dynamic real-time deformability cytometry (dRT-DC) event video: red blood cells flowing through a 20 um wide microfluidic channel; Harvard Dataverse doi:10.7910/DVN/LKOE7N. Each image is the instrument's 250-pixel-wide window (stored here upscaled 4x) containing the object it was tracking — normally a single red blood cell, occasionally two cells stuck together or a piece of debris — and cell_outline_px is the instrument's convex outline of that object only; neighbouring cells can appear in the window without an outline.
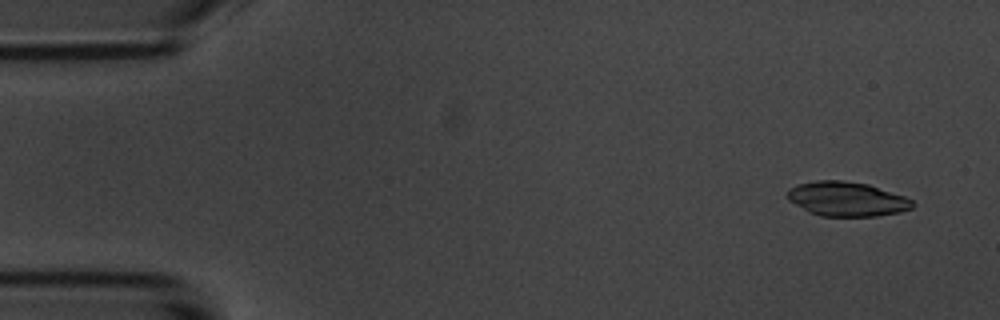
{"species": "common noctule bat (a hibernating species)", "species_latin": "Nyctalus noctula", "temperature_condition": "room temperature", "stored_images_in_passage": 51, "camera_frame_rate_fps": 3000, "um_per_image_px": 0.085, "animal": {"sex": "male", "body_mass_g": 20.1, "forearm_length_mm": 53.5}, "frame": {"image": 1, "passage_image": 1, "time_ms": 0.0, "image_size_px": [1000, 320], "cell_outline_px": [[916, 204], [912, 208], [900, 212], [876, 216], [820, 216], [808, 212], [788, 200], [788, 188], [796, 184], [816, 180], [844, 180], [868, 184], [904, 196], [912, 200]], "centroid_in_image_um": [71.96, 16.91], "position_along_channel_um": 13.0, "area_um2": 25.26}}
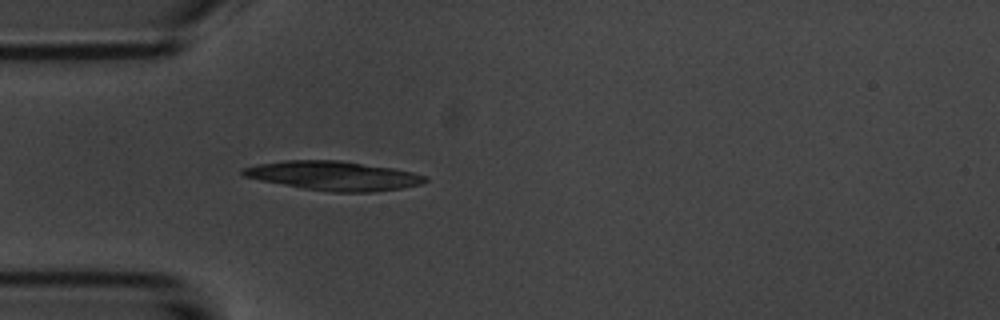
{"frame": {"image": 2, "passage_image": 13, "time_ms": 4.0, "image_size_px": [1000, 320], "cell_outline_px": [[428, 180], [420, 184], [400, 188], [372, 192], [332, 192], [304, 188], [244, 176], [240, 172], [240, 168], [260, 164], [284, 160], [340, 160], [392, 168], [412, 172], [428, 176]], "centroid_in_image_um": [28.38, 14.93], "position_along_channel_um": 56.6, "area_um2": 30.58}}
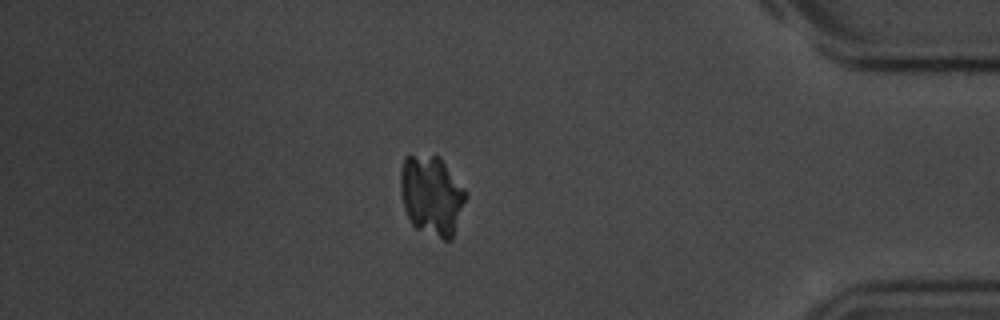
{"frame": {"image": 3, "passage_image": 44, "time_ms": 14.333, "image_size_px": [1000, 320], "cell_outline_px": [[468, 196], [452, 240], [444, 240], [416, 228], [412, 224], [404, 208], [400, 192], [400, 172], [404, 156], [440, 156], [468, 192]], "centroid_in_image_um": [36.72, 16.61], "position_along_channel_um": 398.5, "area_um2": 30.69}}